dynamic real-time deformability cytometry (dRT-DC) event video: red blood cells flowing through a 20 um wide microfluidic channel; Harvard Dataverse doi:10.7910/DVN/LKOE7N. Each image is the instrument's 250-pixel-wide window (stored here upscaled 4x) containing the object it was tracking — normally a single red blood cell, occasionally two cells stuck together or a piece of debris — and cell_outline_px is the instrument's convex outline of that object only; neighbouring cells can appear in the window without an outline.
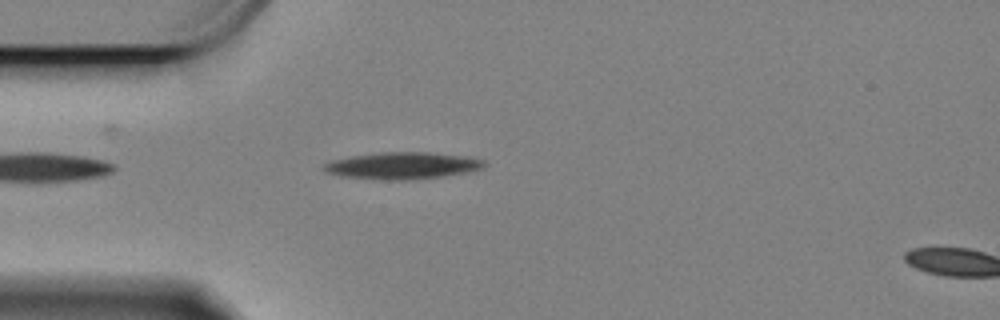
{"species": "Egyptian fruit bat (a non-hibernating species)", "species_latin": "Rousettus aegyptiacus", "temperature_condition": "cold", "stored_images_in_passage": 3, "camera_frame_rate_fps": 3000, "um_per_image_px": 0.085, "animal": {"sex": "female"}, "frame": {"image": 1, "passage_image": 1, "time_ms": 0.0, "image_size_px": [1000, 320], "cell_outline_px": [[484, 164], [480, 168], [440, 176], [408, 180], [384, 180], [344, 176], [328, 172], [324, 168], [324, 164], [332, 160], [352, 156], [384, 152], [428, 152], [464, 156], [484, 160]], "centroid_in_image_um": [34.16, 14.07], "position_along_channel_um": 50.8, "area_um2": 24.33}}